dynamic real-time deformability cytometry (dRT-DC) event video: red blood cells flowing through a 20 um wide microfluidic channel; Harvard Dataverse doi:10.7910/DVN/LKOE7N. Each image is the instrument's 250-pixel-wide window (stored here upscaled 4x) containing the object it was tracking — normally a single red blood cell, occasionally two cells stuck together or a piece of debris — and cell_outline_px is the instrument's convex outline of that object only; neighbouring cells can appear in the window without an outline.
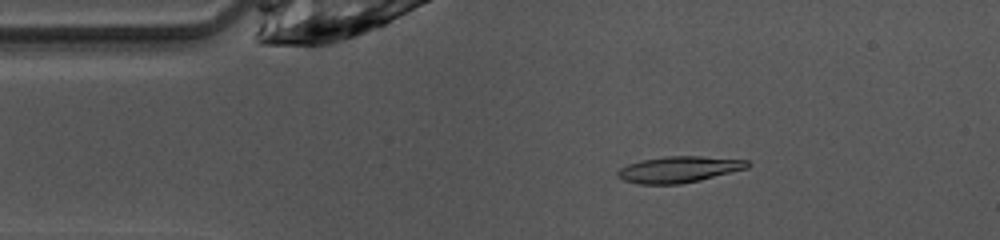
{"species": "common noctule bat (a hibernating species)", "species_latin": "Nyctalus noctula", "temperature_condition": "warm", "stored_images_in_passage": 42, "camera_frame_rate_fps": 3000, "um_per_image_px": 0.085, "animal": {"sex": "female", "body_mass_g": 10.0, "forearm_length_mm": 53.1}, "frame": {"image": 1, "passage_image": 2, "time_ms": 0.333, "image_size_px": [1000, 240], "cell_outline_px": [[752, 164], [748, 168], [700, 180], [680, 184], [636, 184], [624, 180], [616, 176], [616, 172], [620, 168], [628, 164], [640, 160], [664, 156], [700, 156], [748, 160]], "centroid_in_image_um": [57.69, 14.4], "position_along_channel_um": 27.3, "area_um2": 20.0}}
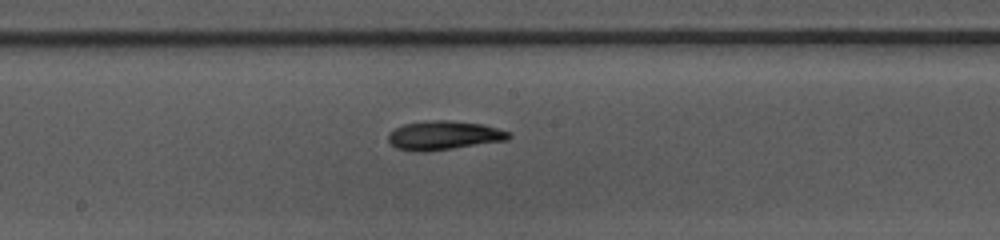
{"frame": {"image": 2, "passage_image": 18, "time_ms": 5.667, "image_size_px": [1000, 240], "cell_outline_px": [[512, 136], [508, 140], [428, 152], [420, 152], [396, 148], [388, 140], [388, 132], [392, 128], [404, 124], [424, 120], [452, 120], [484, 124], [512, 132]], "centroid_in_image_um": [37.74, 11.49], "position_along_channel_um": 210.5, "area_um2": 20.81}}
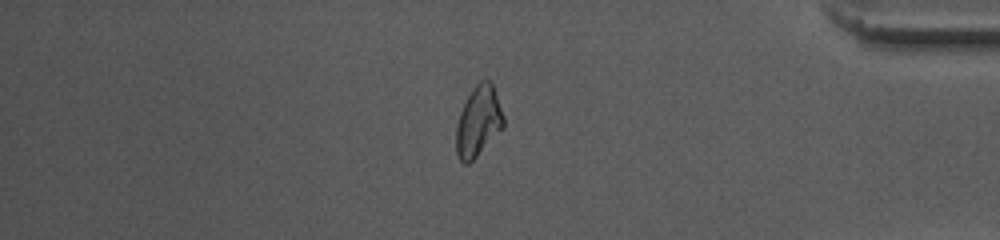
{"frame": {"image": 3, "passage_image": 34, "time_ms": 11.0, "image_size_px": [1000, 240], "cell_outline_px": [[504, 128], [468, 164], [464, 164], [460, 160], [456, 152], [456, 128], [460, 112], [472, 88], [480, 80], [488, 80], [492, 84], [504, 116]], "centroid_in_image_um": [40.66, 10.33], "position_along_channel_um": 394.5, "area_um2": 19.25}, "authors_computed_cell_mechanics": {"area_um2": 19.8832, "velocity_mm_per_s": 4.087, "shape_relaxation_time_tau1_ms": 3.5821, "shape_relaxation_time_tau2_ms": null, "deformation_change_tau1": 0.1467, "deformation_change_tau2": null}}